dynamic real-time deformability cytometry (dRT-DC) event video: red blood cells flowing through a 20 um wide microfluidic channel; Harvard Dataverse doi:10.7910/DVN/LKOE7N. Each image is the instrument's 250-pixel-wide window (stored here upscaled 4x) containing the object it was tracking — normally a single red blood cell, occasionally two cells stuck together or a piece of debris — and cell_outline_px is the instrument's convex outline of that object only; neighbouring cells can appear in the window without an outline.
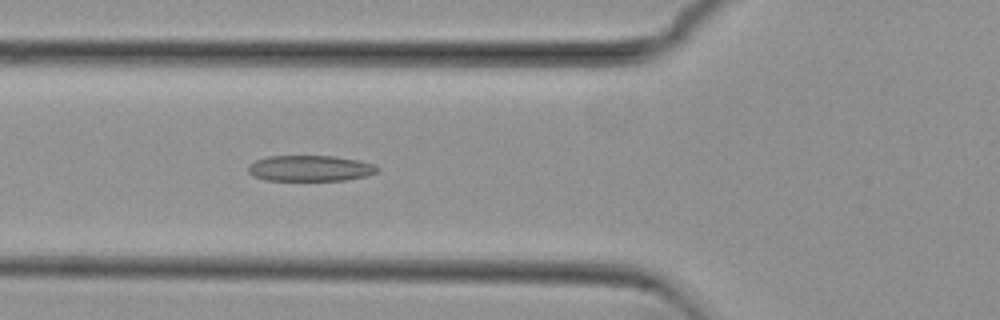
{"species": "common noctule bat (a hibernating species)", "species_latin": "Nyctalus noctula", "temperature_condition": "cold", "stored_images_in_passage": 40, "camera_frame_rate_fps": 3000, "um_per_image_px": 0.085, "animal": {"sex": "female", "body_mass_g": 29.2, "forearm_length_mm": 56.3}, "frame": {"image": 1, "passage_image": 10, "time_ms": 3.0, "image_size_px": [1000, 320], "cell_outline_px": [[380, 172], [364, 176], [344, 180], [264, 180], [252, 176], [248, 172], [248, 164], [256, 160], [268, 156], [332, 156], [356, 160], [372, 164], [380, 168]], "centroid_in_image_um": [26.32, 14.31], "position_along_channel_um": 99.5, "area_um2": 19.42}}
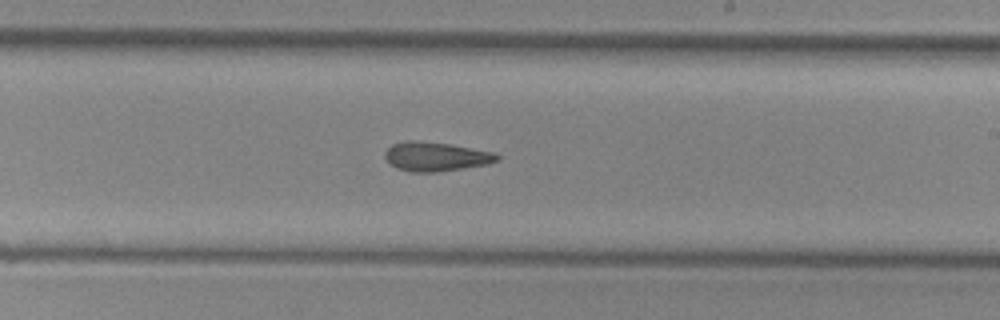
{"frame": {"image": 2, "passage_image": 22, "time_ms": 7.0, "image_size_px": [1000, 320], "cell_outline_px": [[500, 160], [488, 164], [436, 172], [412, 172], [396, 168], [388, 164], [384, 156], [384, 152], [392, 144], [404, 140], [420, 140], [452, 144], [496, 152], [500, 156]], "centroid_in_image_um": [37.04, 13.29], "position_along_channel_um": 252.0, "area_um2": 19.48}}
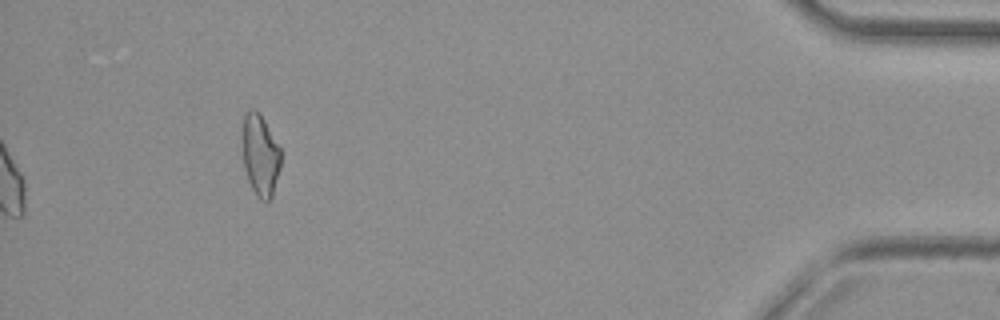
{"frame": {"image": 3, "passage_image": 40, "time_ms": 13.0, "image_size_px": [1000, 320], "cell_outline_px": [[280, 168], [272, 196], [268, 200], [260, 200], [256, 196], [248, 180], [244, 168], [244, 112], [248, 108], [256, 108], [260, 112], [280, 148]], "centroid_in_image_um": [22.13, 13.16], "position_along_channel_um": 413.1, "area_um2": 18.03}, "authors_computed_cell_mechanics": {"area_um2": 19.4208, "velocity_mm_per_s": 3.8046, "shape_relaxation_time_tau1_ms": null, "shape_relaxation_time_tau2_ms": 4.4602, "deformation_change_tau1": null, "deformation_change_tau2": 0.1191}}